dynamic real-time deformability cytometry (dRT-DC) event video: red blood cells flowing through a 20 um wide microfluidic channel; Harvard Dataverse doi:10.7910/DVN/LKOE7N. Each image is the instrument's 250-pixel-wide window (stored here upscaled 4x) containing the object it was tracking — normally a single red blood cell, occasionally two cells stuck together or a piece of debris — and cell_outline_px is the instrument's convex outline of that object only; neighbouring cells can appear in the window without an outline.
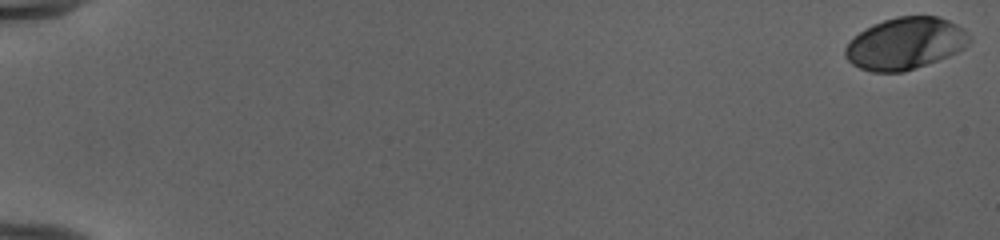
{"species": "human", "species_latin": "Homo sapiens", "temperature_condition": "cold", "stored_images_in_passage": 54, "camera_frame_rate_fps": 3000, "um_per_image_px": 0.085, "donor": {"sex": "female"}, "frame": {"image": 1, "passage_image": 1, "time_ms": 0.0, "image_size_px": [1000, 240], "cell_outline_px": [[972, 40], [964, 48], [948, 56], [916, 68], [904, 72], [872, 72], [860, 68], [852, 64], [844, 56], [844, 48], [860, 32], [872, 24], [884, 20], [900, 16], [940, 16], [964, 28]], "centroid_in_image_um": [76.96, 3.7], "position_along_channel_um": 8.0, "area_um2": 37.51}}
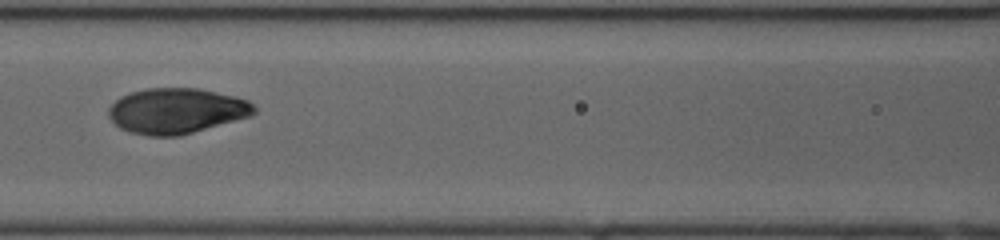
{"frame": {"image": 2, "passage_image": 27, "time_ms": 8.667, "image_size_px": [1000, 240], "cell_outline_px": [[256, 112], [252, 116], [180, 136], [148, 136], [128, 132], [120, 128], [108, 116], [108, 108], [120, 96], [144, 88], [200, 88], [236, 96], [248, 100], [256, 108]], "centroid_in_image_um": [15.02, 9.42], "position_along_channel_um": 151.6, "area_um2": 38.9}}
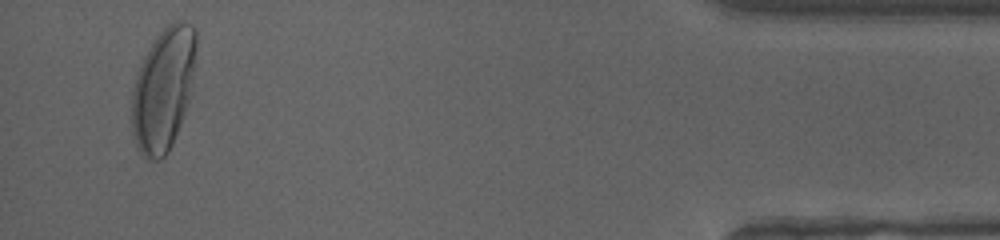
{"frame": {"image": 3, "passage_image": 52, "time_ms": 17.0, "image_size_px": [1000, 240], "cell_outline_px": [[196, 52], [188, 100], [184, 116], [172, 144], [168, 152], [160, 160], [148, 160], [136, 148], [132, 132], [132, 88], [140, 64], [144, 56], [156, 36], [172, 20], [176, 20], [192, 24], [196, 28]], "centroid_in_image_um": [13.87, 7.58], "position_along_channel_um": 421.3, "area_um2": 46.12}, "authors_computed_cell_mechanics": {"area_um2": 37.4255, "velocity_mm_per_s": 3.9763, "shape_relaxation_time_tau1_ms": 3.2804, "shape_relaxation_time_tau2_ms": null, "deformation_change_tau1": 0.1829, "deformation_change_tau2": null}}